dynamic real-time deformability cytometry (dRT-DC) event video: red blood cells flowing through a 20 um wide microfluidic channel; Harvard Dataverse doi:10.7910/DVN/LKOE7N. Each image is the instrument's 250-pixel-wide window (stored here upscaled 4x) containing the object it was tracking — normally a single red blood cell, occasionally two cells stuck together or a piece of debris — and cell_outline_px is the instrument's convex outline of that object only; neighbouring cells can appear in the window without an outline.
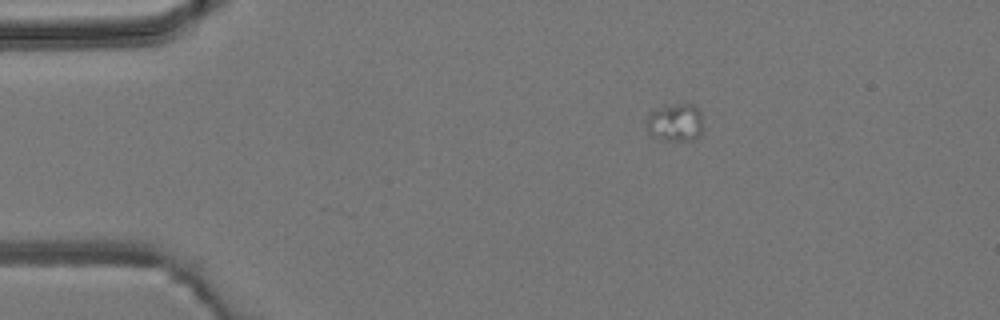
{"species": "common noctule bat (a hibernating species)", "species_latin": "Nyctalus noctula", "temperature_condition": "room temperature", "stored_images_in_passage": 5, "camera_frame_rate_fps": 3000, "um_per_image_px": 0.085, "animal": {"sex": "male", "body_mass_g": 19.2, "forearm_length_mm": 51.8}, "frame": {"image": 1, "passage_image": 5, "time_ms": 5.333, "image_size_px": [1000, 320], "cell_outline_px": [[704, 128], [700, 136], [692, 140], [664, 140], [652, 136], [648, 132], [648, 116], [656, 108], [672, 104], [692, 104], [700, 112]], "centroid_in_image_um": [57.44, 10.42], "position_along_channel_um": 27.6, "area_um2": 12.48}}